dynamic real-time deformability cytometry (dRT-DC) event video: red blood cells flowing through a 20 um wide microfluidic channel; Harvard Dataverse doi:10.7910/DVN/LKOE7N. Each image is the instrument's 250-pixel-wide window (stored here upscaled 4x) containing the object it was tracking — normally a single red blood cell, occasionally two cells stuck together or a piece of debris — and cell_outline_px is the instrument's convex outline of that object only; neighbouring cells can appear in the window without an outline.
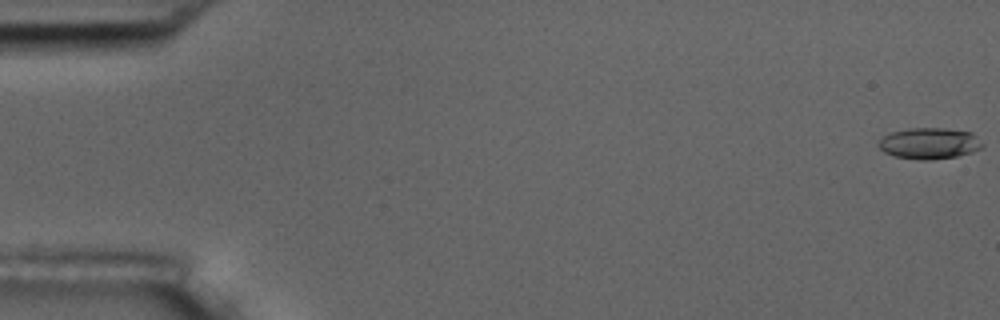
{"species": "common noctule bat (a hibernating species)", "species_latin": "Nyctalus noctula", "temperature_condition": "room temperature", "stored_images_in_passage": 5, "camera_frame_rate_fps": 3000, "um_per_image_px": 0.085, "animal": {"sex": "male", "body_mass_g": 17.5, "forearm_length_mm": 52.3}, "frame": {"image": 1, "passage_image": 1, "time_ms": 0.0, "image_size_px": [1000, 320], "cell_outline_px": [[984, 144], [980, 148], [972, 152], [956, 156], [932, 160], [920, 160], [896, 156], [884, 152], [876, 144], [884, 136], [892, 132], [908, 128], [944, 128], [972, 132]], "centroid_in_image_um": [79.0, 12.18], "position_along_channel_um": 6.0, "area_um2": 18.84}}
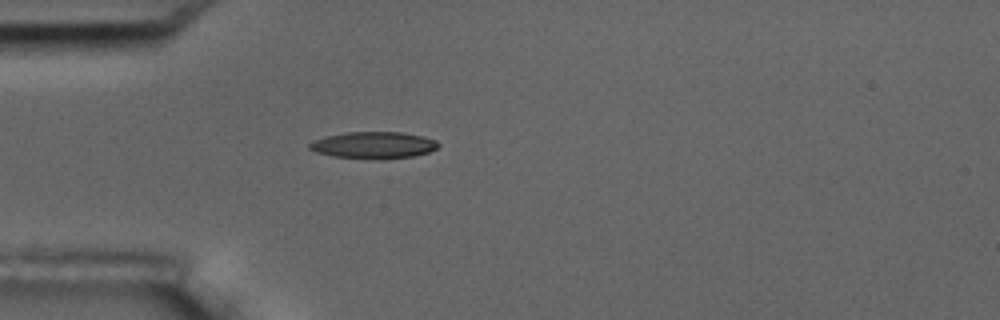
{"frame": {"image": 2, "passage_image": 5, "time_ms": 1.333, "image_size_px": [1000, 320], "cell_outline_px": [[440, 144], [436, 148], [428, 152], [412, 156], [380, 160], [332, 156], [316, 152], [308, 148], [308, 144], [312, 140], [328, 136], [348, 132], [400, 132], [424, 136], [436, 140]], "centroid_in_image_um": [31.75, 12.34], "position_along_channel_um": 53.3, "area_um2": 20.17}}